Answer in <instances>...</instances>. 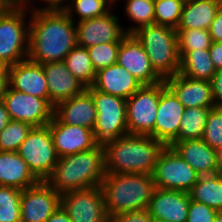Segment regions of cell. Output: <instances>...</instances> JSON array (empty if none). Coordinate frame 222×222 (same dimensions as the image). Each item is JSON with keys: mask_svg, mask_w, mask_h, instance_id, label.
Listing matches in <instances>:
<instances>
[{"mask_svg": "<svg viewBox=\"0 0 222 222\" xmlns=\"http://www.w3.org/2000/svg\"><path fill=\"white\" fill-rule=\"evenodd\" d=\"M77 45L76 24L64 10L30 12L28 59L35 63L64 62Z\"/></svg>", "mask_w": 222, "mask_h": 222, "instance_id": "1", "label": "cell"}, {"mask_svg": "<svg viewBox=\"0 0 222 222\" xmlns=\"http://www.w3.org/2000/svg\"><path fill=\"white\" fill-rule=\"evenodd\" d=\"M166 145L150 135L126 134L104 144L105 173L153 174Z\"/></svg>", "mask_w": 222, "mask_h": 222, "instance_id": "2", "label": "cell"}, {"mask_svg": "<svg viewBox=\"0 0 222 222\" xmlns=\"http://www.w3.org/2000/svg\"><path fill=\"white\" fill-rule=\"evenodd\" d=\"M103 144L76 154L59 157L46 182L60 195L74 190L101 186L105 177Z\"/></svg>", "mask_w": 222, "mask_h": 222, "instance_id": "3", "label": "cell"}, {"mask_svg": "<svg viewBox=\"0 0 222 222\" xmlns=\"http://www.w3.org/2000/svg\"><path fill=\"white\" fill-rule=\"evenodd\" d=\"M108 217L148 209L155 189L153 177L143 173L105 174L101 183Z\"/></svg>", "mask_w": 222, "mask_h": 222, "instance_id": "4", "label": "cell"}, {"mask_svg": "<svg viewBox=\"0 0 222 222\" xmlns=\"http://www.w3.org/2000/svg\"><path fill=\"white\" fill-rule=\"evenodd\" d=\"M133 35L142 44L152 67L163 79L179 73L181 59L176 29L154 23L139 28Z\"/></svg>", "mask_w": 222, "mask_h": 222, "instance_id": "5", "label": "cell"}, {"mask_svg": "<svg viewBox=\"0 0 222 222\" xmlns=\"http://www.w3.org/2000/svg\"><path fill=\"white\" fill-rule=\"evenodd\" d=\"M29 25L30 11L20 6L0 15V60L6 65L28 59Z\"/></svg>", "mask_w": 222, "mask_h": 222, "instance_id": "6", "label": "cell"}, {"mask_svg": "<svg viewBox=\"0 0 222 222\" xmlns=\"http://www.w3.org/2000/svg\"><path fill=\"white\" fill-rule=\"evenodd\" d=\"M86 90L92 95L97 111L93 134L98 144H105L128 134L126 99L102 93L92 86Z\"/></svg>", "mask_w": 222, "mask_h": 222, "instance_id": "7", "label": "cell"}, {"mask_svg": "<svg viewBox=\"0 0 222 222\" xmlns=\"http://www.w3.org/2000/svg\"><path fill=\"white\" fill-rule=\"evenodd\" d=\"M17 153L39 181L50 177L59 160L48 125L32 127Z\"/></svg>", "mask_w": 222, "mask_h": 222, "instance_id": "8", "label": "cell"}, {"mask_svg": "<svg viewBox=\"0 0 222 222\" xmlns=\"http://www.w3.org/2000/svg\"><path fill=\"white\" fill-rule=\"evenodd\" d=\"M161 94V82L142 85L126 100L128 134L150 135L154 138V125Z\"/></svg>", "mask_w": 222, "mask_h": 222, "instance_id": "9", "label": "cell"}, {"mask_svg": "<svg viewBox=\"0 0 222 222\" xmlns=\"http://www.w3.org/2000/svg\"><path fill=\"white\" fill-rule=\"evenodd\" d=\"M199 174L170 146L160 153L152 174L156 188L189 192Z\"/></svg>", "mask_w": 222, "mask_h": 222, "instance_id": "10", "label": "cell"}, {"mask_svg": "<svg viewBox=\"0 0 222 222\" xmlns=\"http://www.w3.org/2000/svg\"><path fill=\"white\" fill-rule=\"evenodd\" d=\"M61 206L72 222H108L101 186L61 194Z\"/></svg>", "mask_w": 222, "mask_h": 222, "instance_id": "11", "label": "cell"}, {"mask_svg": "<svg viewBox=\"0 0 222 222\" xmlns=\"http://www.w3.org/2000/svg\"><path fill=\"white\" fill-rule=\"evenodd\" d=\"M3 103L11 120L25 122L32 127L48 125L53 117L54 108L45 99L17 91L10 86Z\"/></svg>", "mask_w": 222, "mask_h": 222, "instance_id": "12", "label": "cell"}, {"mask_svg": "<svg viewBox=\"0 0 222 222\" xmlns=\"http://www.w3.org/2000/svg\"><path fill=\"white\" fill-rule=\"evenodd\" d=\"M91 19L75 22L77 45L88 48L97 44L108 42H121L127 35L121 25L118 15L112 12Z\"/></svg>", "mask_w": 222, "mask_h": 222, "instance_id": "13", "label": "cell"}, {"mask_svg": "<svg viewBox=\"0 0 222 222\" xmlns=\"http://www.w3.org/2000/svg\"><path fill=\"white\" fill-rule=\"evenodd\" d=\"M61 205V195L46 181L22 190L21 222H46Z\"/></svg>", "mask_w": 222, "mask_h": 222, "instance_id": "14", "label": "cell"}, {"mask_svg": "<svg viewBox=\"0 0 222 222\" xmlns=\"http://www.w3.org/2000/svg\"><path fill=\"white\" fill-rule=\"evenodd\" d=\"M117 63L127 69L142 85H154L164 81L152 67L142 44L133 34H127L122 39Z\"/></svg>", "mask_w": 222, "mask_h": 222, "instance_id": "15", "label": "cell"}, {"mask_svg": "<svg viewBox=\"0 0 222 222\" xmlns=\"http://www.w3.org/2000/svg\"><path fill=\"white\" fill-rule=\"evenodd\" d=\"M185 107L175 94L161 82V94L154 125V138L168 146L177 136Z\"/></svg>", "mask_w": 222, "mask_h": 222, "instance_id": "16", "label": "cell"}, {"mask_svg": "<svg viewBox=\"0 0 222 222\" xmlns=\"http://www.w3.org/2000/svg\"><path fill=\"white\" fill-rule=\"evenodd\" d=\"M48 126L59 157L83 152L98 144L93 130L62 123L54 115Z\"/></svg>", "mask_w": 222, "mask_h": 222, "instance_id": "17", "label": "cell"}, {"mask_svg": "<svg viewBox=\"0 0 222 222\" xmlns=\"http://www.w3.org/2000/svg\"><path fill=\"white\" fill-rule=\"evenodd\" d=\"M189 205L188 192L155 187L147 210L155 222H187Z\"/></svg>", "mask_w": 222, "mask_h": 222, "instance_id": "18", "label": "cell"}, {"mask_svg": "<svg viewBox=\"0 0 222 222\" xmlns=\"http://www.w3.org/2000/svg\"><path fill=\"white\" fill-rule=\"evenodd\" d=\"M164 82L185 108L215 107L212 85L209 81L193 79L178 73L167 77Z\"/></svg>", "mask_w": 222, "mask_h": 222, "instance_id": "19", "label": "cell"}, {"mask_svg": "<svg viewBox=\"0 0 222 222\" xmlns=\"http://www.w3.org/2000/svg\"><path fill=\"white\" fill-rule=\"evenodd\" d=\"M8 76L12 89L45 99L49 103L47 79L41 64L25 59L9 66Z\"/></svg>", "mask_w": 222, "mask_h": 222, "instance_id": "20", "label": "cell"}, {"mask_svg": "<svg viewBox=\"0 0 222 222\" xmlns=\"http://www.w3.org/2000/svg\"><path fill=\"white\" fill-rule=\"evenodd\" d=\"M47 79L49 104H57L81 94L86 87L68 70L64 62H47L41 64Z\"/></svg>", "mask_w": 222, "mask_h": 222, "instance_id": "21", "label": "cell"}, {"mask_svg": "<svg viewBox=\"0 0 222 222\" xmlns=\"http://www.w3.org/2000/svg\"><path fill=\"white\" fill-rule=\"evenodd\" d=\"M170 146L199 175H213L220 172L216 150L202 139L172 141Z\"/></svg>", "mask_w": 222, "mask_h": 222, "instance_id": "22", "label": "cell"}, {"mask_svg": "<svg viewBox=\"0 0 222 222\" xmlns=\"http://www.w3.org/2000/svg\"><path fill=\"white\" fill-rule=\"evenodd\" d=\"M53 115L62 123L93 130L97 111L92 95L85 89L54 107Z\"/></svg>", "mask_w": 222, "mask_h": 222, "instance_id": "23", "label": "cell"}, {"mask_svg": "<svg viewBox=\"0 0 222 222\" xmlns=\"http://www.w3.org/2000/svg\"><path fill=\"white\" fill-rule=\"evenodd\" d=\"M141 86L142 84L118 63L98 70L92 85L95 90L126 100Z\"/></svg>", "mask_w": 222, "mask_h": 222, "instance_id": "24", "label": "cell"}, {"mask_svg": "<svg viewBox=\"0 0 222 222\" xmlns=\"http://www.w3.org/2000/svg\"><path fill=\"white\" fill-rule=\"evenodd\" d=\"M38 182L28 164L17 152L0 151V186L22 191Z\"/></svg>", "mask_w": 222, "mask_h": 222, "instance_id": "25", "label": "cell"}, {"mask_svg": "<svg viewBox=\"0 0 222 222\" xmlns=\"http://www.w3.org/2000/svg\"><path fill=\"white\" fill-rule=\"evenodd\" d=\"M221 6L219 0H185L176 29L209 30Z\"/></svg>", "mask_w": 222, "mask_h": 222, "instance_id": "26", "label": "cell"}, {"mask_svg": "<svg viewBox=\"0 0 222 222\" xmlns=\"http://www.w3.org/2000/svg\"><path fill=\"white\" fill-rule=\"evenodd\" d=\"M188 193L191 200L222 212V173L200 175Z\"/></svg>", "mask_w": 222, "mask_h": 222, "instance_id": "27", "label": "cell"}, {"mask_svg": "<svg viewBox=\"0 0 222 222\" xmlns=\"http://www.w3.org/2000/svg\"><path fill=\"white\" fill-rule=\"evenodd\" d=\"M216 68L209 49L189 51L182 59L179 74L193 79L209 81L215 75Z\"/></svg>", "mask_w": 222, "mask_h": 222, "instance_id": "28", "label": "cell"}, {"mask_svg": "<svg viewBox=\"0 0 222 222\" xmlns=\"http://www.w3.org/2000/svg\"><path fill=\"white\" fill-rule=\"evenodd\" d=\"M124 2L123 12L127 20L132 21L128 27L124 26L126 34H133L139 28L155 23L154 0H125Z\"/></svg>", "mask_w": 222, "mask_h": 222, "instance_id": "29", "label": "cell"}, {"mask_svg": "<svg viewBox=\"0 0 222 222\" xmlns=\"http://www.w3.org/2000/svg\"><path fill=\"white\" fill-rule=\"evenodd\" d=\"M64 63L73 76L86 88L93 85L96 71L93 68L87 48L76 45L66 55Z\"/></svg>", "mask_w": 222, "mask_h": 222, "instance_id": "30", "label": "cell"}, {"mask_svg": "<svg viewBox=\"0 0 222 222\" xmlns=\"http://www.w3.org/2000/svg\"><path fill=\"white\" fill-rule=\"evenodd\" d=\"M210 109L203 107L185 108L181 117L178 136L173 141L202 139Z\"/></svg>", "mask_w": 222, "mask_h": 222, "instance_id": "31", "label": "cell"}, {"mask_svg": "<svg viewBox=\"0 0 222 222\" xmlns=\"http://www.w3.org/2000/svg\"><path fill=\"white\" fill-rule=\"evenodd\" d=\"M116 5L111 0H68L64 11L75 22L100 17L110 12ZM77 16V17H76Z\"/></svg>", "mask_w": 222, "mask_h": 222, "instance_id": "32", "label": "cell"}, {"mask_svg": "<svg viewBox=\"0 0 222 222\" xmlns=\"http://www.w3.org/2000/svg\"><path fill=\"white\" fill-rule=\"evenodd\" d=\"M179 56L182 59L189 51L209 49L212 39L209 30L176 29Z\"/></svg>", "mask_w": 222, "mask_h": 222, "instance_id": "33", "label": "cell"}, {"mask_svg": "<svg viewBox=\"0 0 222 222\" xmlns=\"http://www.w3.org/2000/svg\"><path fill=\"white\" fill-rule=\"evenodd\" d=\"M22 191L0 186V222H21Z\"/></svg>", "mask_w": 222, "mask_h": 222, "instance_id": "34", "label": "cell"}, {"mask_svg": "<svg viewBox=\"0 0 222 222\" xmlns=\"http://www.w3.org/2000/svg\"><path fill=\"white\" fill-rule=\"evenodd\" d=\"M185 0H154L155 24L176 29Z\"/></svg>", "mask_w": 222, "mask_h": 222, "instance_id": "35", "label": "cell"}, {"mask_svg": "<svg viewBox=\"0 0 222 222\" xmlns=\"http://www.w3.org/2000/svg\"><path fill=\"white\" fill-rule=\"evenodd\" d=\"M31 129L28 123L11 120L0 132V151L17 152Z\"/></svg>", "mask_w": 222, "mask_h": 222, "instance_id": "36", "label": "cell"}, {"mask_svg": "<svg viewBox=\"0 0 222 222\" xmlns=\"http://www.w3.org/2000/svg\"><path fill=\"white\" fill-rule=\"evenodd\" d=\"M120 43L121 42H108L87 48L96 72L117 63Z\"/></svg>", "mask_w": 222, "mask_h": 222, "instance_id": "37", "label": "cell"}, {"mask_svg": "<svg viewBox=\"0 0 222 222\" xmlns=\"http://www.w3.org/2000/svg\"><path fill=\"white\" fill-rule=\"evenodd\" d=\"M202 140L212 149L217 150L222 147V108L210 109Z\"/></svg>", "mask_w": 222, "mask_h": 222, "instance_id": "38", "label": "cell"}, {"mask_svg": "<svg viewBox=\"0 0 222 222\" xmlns=\"http://www.w3.org/2000/svg\"><path fill=\"white\" fill-rule=\"evenodd\" d=\"M217 214V210L190 199L187 222H214Z\"/></svg>", "mask_w": 222, "mask_h": 222, "instance_id": "39", "label": "cell"}, {"mask_svg": "<svg viewBox=\"0 0 222 222\" xmlns=\"http://www.w3.org/2000/svg\"><path fill=\"white\" fill-rule=\"evenodd\" d=\"M37 2H39V4L41 3L40 7L39 5L36 7ZM67 2L68 0H24L20 7L25 8L30 12L37 10H64Z\"/></svg>", "mask_w": 222, "mask_h": 222, "instance_id": "40", "label": "cell"}, {"mask_svg": "<svg viewBox=\"0 0 222 222\" xmlns=\"http://www.w3.org/2000/svg\"><path fill=\"white\" fill-rule=\"evenodd\" d=\"M114 222H155L148 210L123 212L112 218Z\"/></svg>", "mask_w": 222, "mask_h": 222, "instance_id": "41", "label": "cell"}, {"mask_svg": "<svg viewBox=\"0 0 222 222\" xmlns=\"http://www.w3.org/2000/svg\"><path fill=\"white\" fill-rule=\"evenodd\" d=\"M211 85L215 107L222 108V69L216 70Z\"/></svg>", "mask_w": 222, "mask_h": 222, "instance_id": "42", "label": "cell"}, {"mask_svg": "<svg viewBox=\"0 0 222 222\" xmlns=\"http://www.w3.org/2000/svg\"><path fill=\"white\" fill-rule=\"evenodd\" d=\"M209 33L212 42H222V6L211 23Z\"/></svg>", "mask_w": 222, "mask_h": 222, "instance_id": "43", "label": "cell"}, {"mask_svg": "<svg viewBox=\"0 0 222 222\" xmlns=\"http://www.w3.org/2000/svg\"><path fill=\"white\" fill-rule=\"evenodd\" d=\"M209 53L216 70L222 69V42H212Z\"/></svg>", "mask_w": 222, "mask_h": 222, "instance_id": "44", "label": "cell"}, {"mask_svg": "<svg viewBox=\"0 0 222 222\" xmlns=\"http://www.w3.org/2000/svg\"><path fill=\"white\" fill-rule=\"evenodd\" d=\"M46 222H72L69 215L60 205L59 208L47 219Z\"/></svg>", "mask_w": 222, "mask_h": 222, "instance_id": "45", "label": "cell"}, {"mask_svg": "<svg viewBox=\"0 0 222 222\" xmlns=\"http://www.w3.org/2000/svg\"><path fill=\"white\" fill-rule=\"evenodd\" d=\"M11 121L8 110L3 102H0V132Z\"/></svg>", "mask_w": 222, "mask_h": 222, "instance_id": "46", "label": "cell"}, {"mask_svg": "<svg viewBox=\"0 0 222 222\" xmlns=\"http://www.w3.org/2000/svg\"><path fill=\"white\" fill-rule=\"evenodd\" d=\"M9 87V77H0V102H3L5 93Z\"/></svg>", "mask_w": 222, "mask_h": 222, "instance_id": "47", "label": "cell"}, {"mask_svg": "<svg viewBox=\"0 0 222 222\" xmlns=\"http://www.w3.org/2000/svg\"><path fill=\"white\" fill-rule=\"evenodd\" d=\"M15 5L10 0H0V15L11 11Z\"/></svg>", "mask_w": 222, "mask_h": 222, "instance_id": "48", "label": "cell"}, {"mask_svg": "<svg viewBox=\"0 0 222 222\" xmlns=\"http://www.w3.org/2000/svg\"><path fill=\"white\" fill-rule=\"evenodd\" d=\"M8 68L9 66L0 60V77H9Z\"/></svg>", "mask_w": 222, "mask_h": 222, "instance_id": "49", "label": "cell"}, {"mask_svg": "<svg viewBox=\"0 0 222 222\" xmlns=\"http://www.w3.org/2000/svg\"><path fill=\"white\" fill-rule=\"evenodd\" d=\"M217 163L222 173V147L216 150Z\"/></svg>", "mask_w": 222, "mask_h": 222, "instance_id": "50", "label": "cell"}, {"mask_svg": "<svg viewBox=\"0 0 222 222\" xmlns=\"http://www.w3.org/2000/svg\"><path fill=\"white\" fill-rule=\"evenodd\" d=\"M214 222H222V212H218L214 219Z\"/></svg>", "mask_w": 222, "mask_h": 222, "instance_id": "51", "label": "cell"}, {"mask_svg": "<svg viewBox=\"0 0 222 222\" xmlns=\"http://www.w3.org/2000/svg\"><path fill=\"white\" fill-rule=\"evenodd\" d=\"M15 6H20L24 0H10Z\"/></svg>", "mask_w": 222, "mask_h": 222, "instance_id": "52", "label": "cell"}, {"mask_svg": "<svg viewBox=\"0 0 222 222\" xmlns=\"http://www.w3.org/2000/svg\"><path fill=\"white\" fill-rule=\"evenodd\" d=\"M114 4H117V0H111Z\"/></svg>", "mask_w": 222, "mask_h": 222, "instance_id": "53", "label": "cell"}]
</instances>
